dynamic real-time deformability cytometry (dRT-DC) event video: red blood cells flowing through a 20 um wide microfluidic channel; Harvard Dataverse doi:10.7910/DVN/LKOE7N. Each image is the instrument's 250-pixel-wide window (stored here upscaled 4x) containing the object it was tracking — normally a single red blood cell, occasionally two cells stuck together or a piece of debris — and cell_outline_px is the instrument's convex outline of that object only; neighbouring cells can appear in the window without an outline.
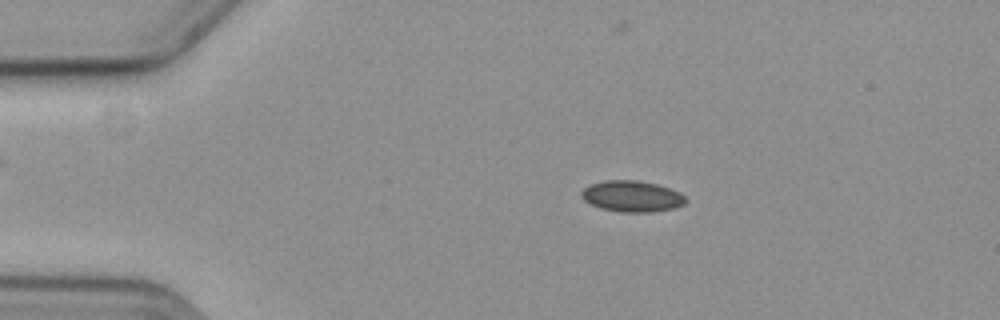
{"species": "common noctule bat (a hibernating species)", "species_latin": "Nyctalus noctula", "temperature_condition": "cold", "stored_images_in_passage": 57, "camera_frame_rate_fps": 3000, "um_per_image_px": 0.085, "animal": {"sex": "female", "body_mass_g": 19.3, "forearm_length_mm": 54.1}, "frame": {"image": 1, "passage_image": 11, "time_ms": 3.333, "image_size_px": [1000, 320], "cell_outline_px": [[688, 200], [684, 204], [676, 208], [652, 212], [616, 212], [600, 208], [584, 200], [580, 196], [580, 192], [584, 188], [592, 184], [604, 180], [636, 180], [656, 184], [680, 192]], "centroid_in_image_um": [53.72, 16.69], "position_along_channel_um": 31.3, "area_um2": 19.02}}
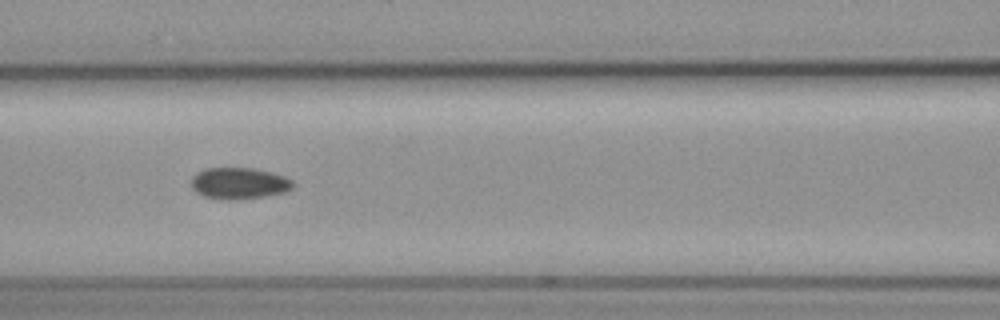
{"frame": {"image": 2, "passage_image": 25, "time_ms": 8.0, "image_size_px": [1000, 320], "cell_outline_px": [[296, 184], [292, 188], [284, 192], [264, 196], [232, 200], [224, 200], [204, 196], [196, 192], [192, 188], [192, 176], [196, 172], [204, 168], [252, 168], [272, 172], [284, 176], [292, 180]], "centroid_in_image_um": [20.31, 15.57], "position_along_channel_um": 146.3, "area_um2": 18.73}}
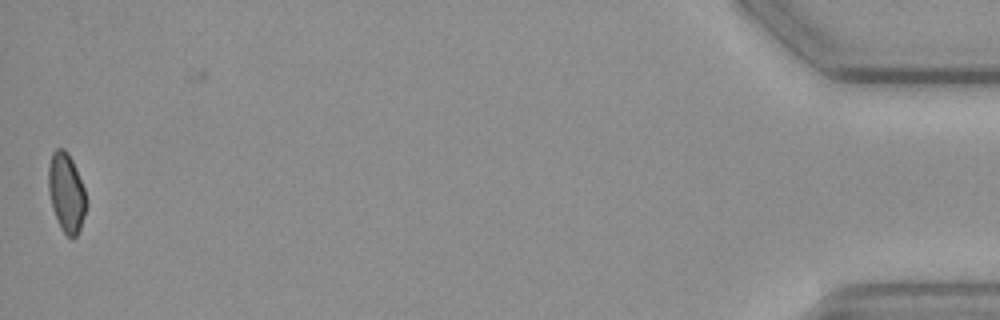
{"frame": {"image": 3, "passage_image": 57, "time_ms": 18.667, "image_size_px": [1000, 320], "cell_outline_px": [[88, 204], [80, 228], [76, 236], [72, 240], [60, 228], [52, 208], [48, 192], [48, 164], [52, 152], [56, 148], [64, 148], [68, 152], [72, 160], [84, 188], [88, 200]], "centroid_in_image_um": [5.64, 16.37], "position_along_channel_um": 429.6, "area_um2": 17.74}, "authors_computed_cell_mechanics": {"area_um2": 18.207, "velocity_mm_per_s": 3.607, "shape_relaxation_time_tau1_ms": 6.852, "shape_relaxation_time_tau2_ms": null, "deformation_change_tau1": 0.0913, "deformation_change_tau2": null}}